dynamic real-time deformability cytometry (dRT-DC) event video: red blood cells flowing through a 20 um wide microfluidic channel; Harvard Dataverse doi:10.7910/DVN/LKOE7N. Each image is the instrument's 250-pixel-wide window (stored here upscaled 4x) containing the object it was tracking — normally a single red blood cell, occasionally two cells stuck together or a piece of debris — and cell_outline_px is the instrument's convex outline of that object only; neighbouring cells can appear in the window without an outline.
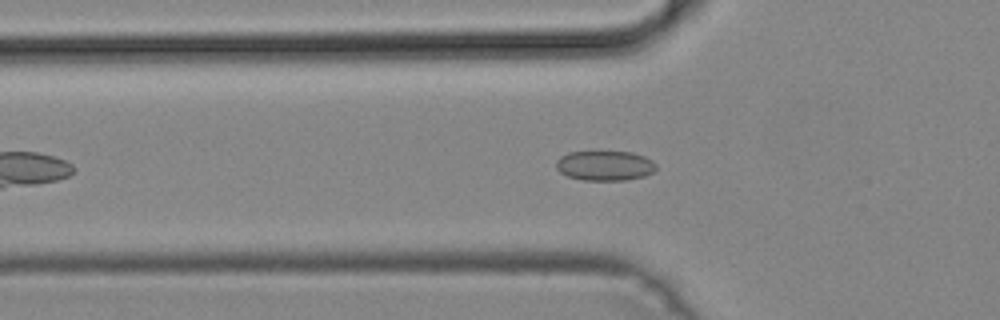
{"species": "common noctule bat (a hibernating species)", "species_latin": "Nyctalus noctula", "temperature_condition": "cold", "stored_images_in_passage": 37, "camera_frame_rate_fps": 3000, "um_per_image_px": 0.085, "animal": {"sex": "male", "body_mass_g": 19.2, "forearm_length_mm": 51.8}, "frame": {"image": 1, "passage_image": 7, "time_ms": 2.0, "image_size_px": [1000, 320], "cell_outline_px": [[656, 168], [652, 172], [644, 176], [628, 180], [584, 180], [568, 176], [560, 172], [556, 168], [556, 160], [560, 156], [568, 152], [632, 152], [644, 156], [652, 160], [656, 164]], "centroid_in_image_um": [51.41, 14.08], "position_along_channel_um": 74.4, "area_um2": 17.4}}
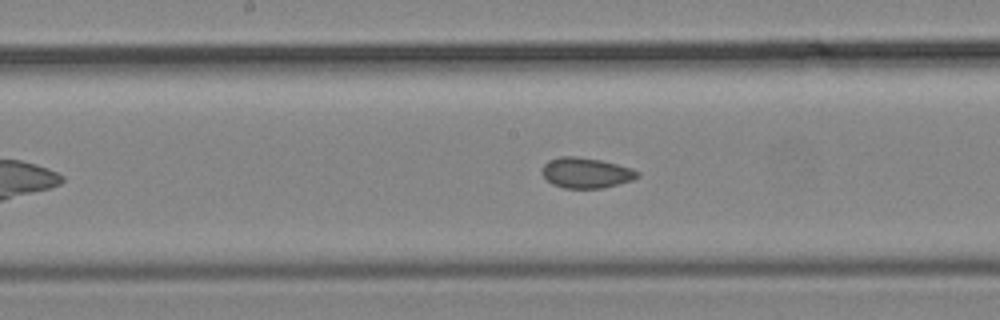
{"frame": {"image": 2, "passage_image": 16, "time_ms": 5.0, "image_size_px": [1000, 320], "cell_outline_px": [[640, 176], [632, 180], [604, 188], [564, 188], [552, 184], [544, 176], [544, 164], [548, 160], [560, 156], [576, 156], [600, 160], [632, 168], [640, 172]], "centroid_in_image_um": [49.85, 14.69], "position_along_channel_um": 198.4, "area_um2": 16.82}}
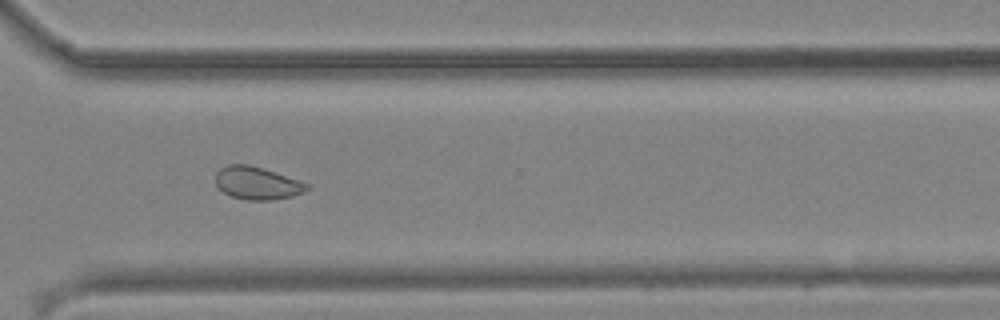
{"frame": {"image": 3, "passage_image": 27, "time_ms": 8.667, "image_size_px": [1000, 320], "cell_outline_px": [[312, 184], [304, 192], [292, 196], [272, 200], [248, 200], [232, 196], [224, 192], [216, 184], [216, 172], [220, 168], [228, 164], [248, 164]], "centroid_in_image_um": [21.87, 15.56], "position_along_channel_um": 348.7, "area_um2": 17.28}}